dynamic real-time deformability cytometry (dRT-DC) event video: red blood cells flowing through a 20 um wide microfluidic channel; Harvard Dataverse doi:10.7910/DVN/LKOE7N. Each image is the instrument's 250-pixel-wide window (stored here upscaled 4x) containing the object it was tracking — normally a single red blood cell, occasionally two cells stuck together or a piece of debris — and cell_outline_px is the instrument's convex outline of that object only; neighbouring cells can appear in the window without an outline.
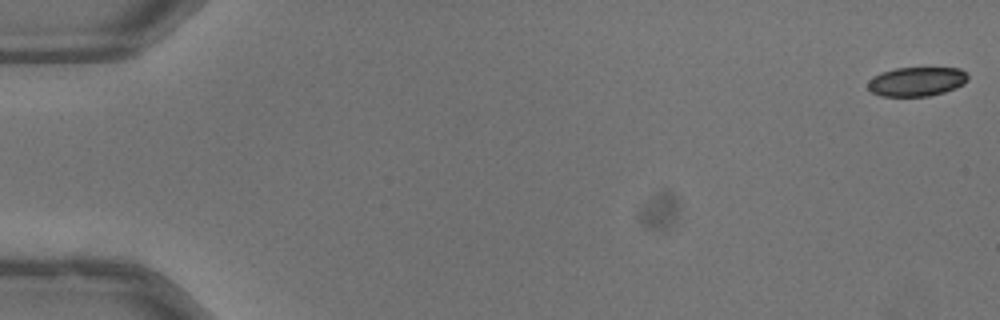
{"species": "common noctule bat (a hibernating species)", "species_latin": "Nyctalus noctula", "temperature_condition": "warm", "stored_images_in_passage": 52, "camera_frame_rate_fps": 3000, "um_per_image_px": 0.085, "animal": {"sex": "male", "body_mass_g": 13.3}, "frame": {"image": 1, "passage_image": 1, "time_ms": 0.0, "image_size_px": [1000, 320], "cell_outline_px": [[968, 80], [964, 84], [956, 88], [944, 92], [928, 96], [880, 96], [872, 92], [868, 88], [868, 80], [872, 76], [880, 72], [896, 68], [960, 68], [968, 76]], "centroid_in_image_um": [77.9, 6.93], "position_along_channel_um": 7.1, "area_um2": 17.11}}
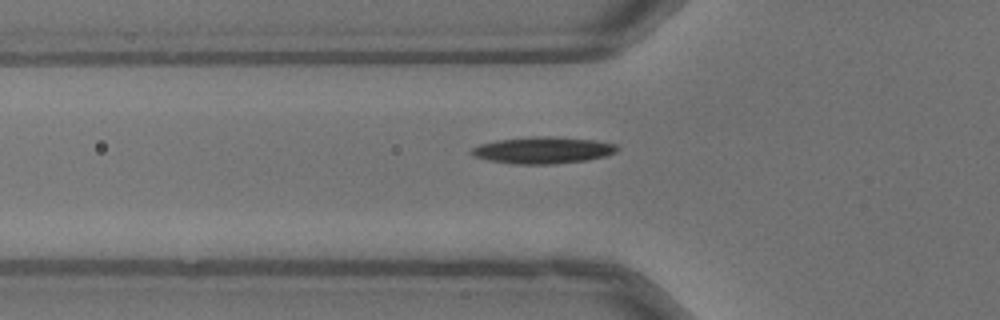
{"frame": {"image": 2, "passage_image": 19, "time_ms": 6.0, "image_size_px": [1000, 320], "cell_outline_px": [[620, 148], [616, 152], [608, 156], [588, 160], [556, 164], [512, 164], [488, 160], [472, 156], [468, 152], [472, 148], [480, 144], [500, 140], [532, 136], [552, 136], [596, 140], [616, 144]], "centroid_in_image_um": [46.18, 12.77], "position_along_channel_um": 79.6, "area_um2": 23.0}}
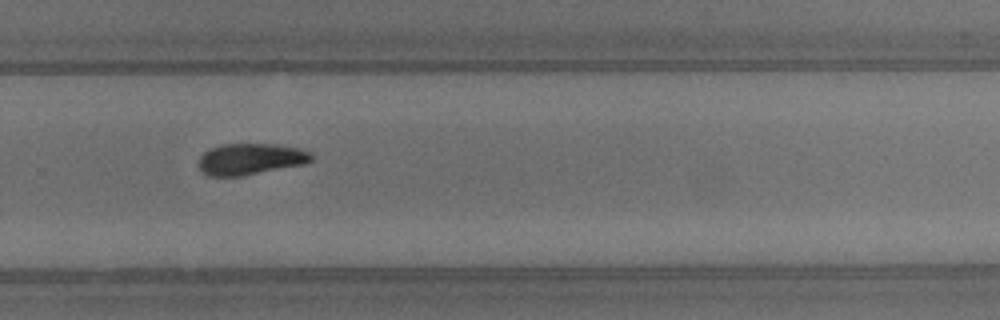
{"frame": {"image": 3, "passage_image": 36, "time_ms": 11.667, "image_size_px": [1000, 320], "cell_outline_px": [[312, 160], [304, 164], [240, 176], [208, 176], [200, 172], [196, 164], [200, 156], [204, 152], [220, 144], [276, 144], [300, 148], [312, 152]], "centroid_in_image_um": [21.25, 13.52], "position_along_channel_um": 308.6, "area_um2": 20.81}, "authors_computed_cell_mechanics": {"area_um2": 20.1722, "velocity_mm_per_s": 4.0308, "shape_relaxation_time_tau1_ms": 4.3816, "shape_relaxation_time_tau2_ms": null, "deformation_change_tau1": 0.1617, "deformation_change_tau2": null}}